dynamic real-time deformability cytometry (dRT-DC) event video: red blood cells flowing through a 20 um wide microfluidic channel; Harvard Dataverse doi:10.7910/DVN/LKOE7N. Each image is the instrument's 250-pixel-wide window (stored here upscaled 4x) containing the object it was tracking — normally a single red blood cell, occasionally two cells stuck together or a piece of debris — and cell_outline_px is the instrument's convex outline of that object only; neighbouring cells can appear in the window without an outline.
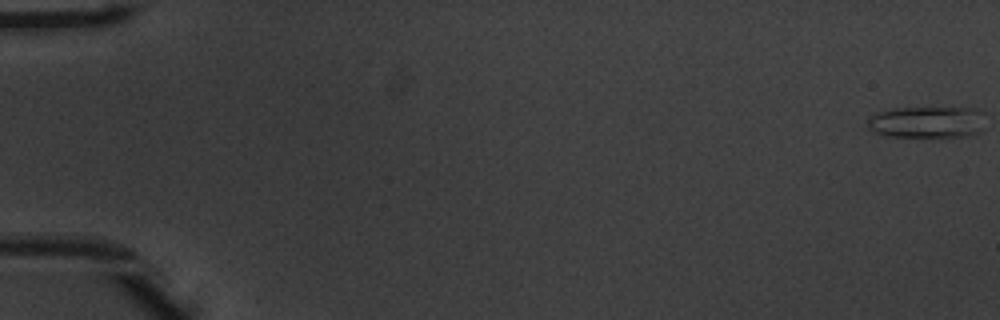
{"species": "common noctule bat (a hibernating species)", "species_latin": "Nyctalus noctula", "temperature_condition": "warm", "stored_images_in_passage": 23, "camera_frame_rate_fps": 3000, "um_per_image_px": 0.085, "animal": {"sex": "male", "body_mass_g": 20.1, "forearm_length_mm": 53.5}, "frame": {"image": 1, "passage_image": 1, "time_ms": 0.0, "image_size_px": [1000, 320], "cell_outline_px": [[984, 128], [980, 132], [968, 136], [892, 136], [876, 132], [868, 128], [868, 120], [876, 112], [892, 108], [972, 108]], "centroid_in_image_um": [78.71, 10.38], "position_along_channel_um": 6.3, "area_um2": 20.98}}
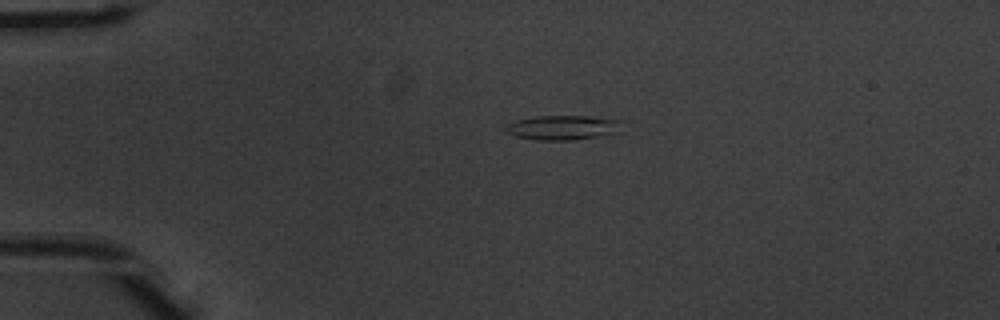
{"frame": {"image": 2, "passage_image": 13, "time_ms": 4.0, "image_size_px": [1000, 320], "cell_outline_px": [[620, 120], [612, 132], [596, 136], [572, 140], [536, 140], [516, 136], [504, 132], [504, 128], [508, 124], [516, 120], [536, 116], [588, 116]], "centroid_in_image_um": [47.66, 10.84], "position_along_channel_um": 37.3, "area_um2": 16.07}}
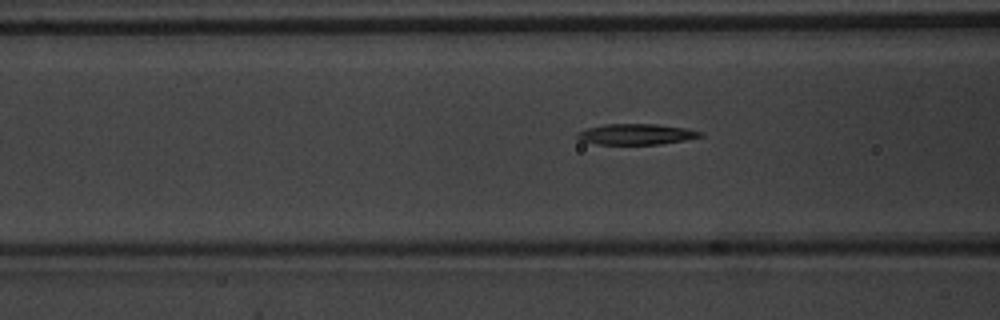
{"frame": {"image": 3, "passage_image": 22, "time_ms": 7.0, "image_size_px": [1000, 320], "cell_outline_px": [[704, 136], [684, 140], [660, 144], [596, 144], [580, 140], [576, 136], [576, 132], [588, 128], [604, 124], [656, 124], [684, 128], [700, 132]], "centroid_in_image_um": [54.03, 11.41], "position_along_channel_um": 112.6, "area_um2": 14.74}}